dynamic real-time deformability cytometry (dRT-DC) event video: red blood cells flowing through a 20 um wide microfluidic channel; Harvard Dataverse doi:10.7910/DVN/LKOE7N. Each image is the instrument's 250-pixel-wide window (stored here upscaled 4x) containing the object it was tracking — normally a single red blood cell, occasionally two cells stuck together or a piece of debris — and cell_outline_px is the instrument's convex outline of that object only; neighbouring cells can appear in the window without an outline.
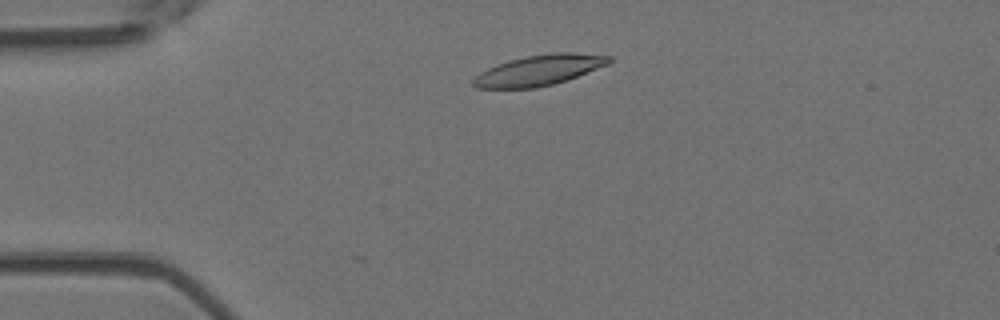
{"species": "Egyptian fruit bat (a non-hibernating species)", "species_latin": "Rousettus aegyptiacus", "temperature_condition": "room temperature", "stored_images_in_passage": 3, "camera_frame_rate_fps": 3000, "um_per_image_px": 0.085, "animal": {"sex": "female"}, "frame": {"image": 1, "passage_image": 2, "time_ms": 0.333, "image_size_px": [1000, 320], "cell_outline_px": [[612, 60], [608, 64], [576, 76], [552, 84], [536, 88], [476, 88], [472, 84], [472, 80], [480, 72], [496, 64], [508, 60], [524, 56], [552, 52], [568, 52], [612, 56]], "centroid_in_image_um": [45.78, 5.96], "position_along_channel_um": 39.2, "area_um2": 23.99}}